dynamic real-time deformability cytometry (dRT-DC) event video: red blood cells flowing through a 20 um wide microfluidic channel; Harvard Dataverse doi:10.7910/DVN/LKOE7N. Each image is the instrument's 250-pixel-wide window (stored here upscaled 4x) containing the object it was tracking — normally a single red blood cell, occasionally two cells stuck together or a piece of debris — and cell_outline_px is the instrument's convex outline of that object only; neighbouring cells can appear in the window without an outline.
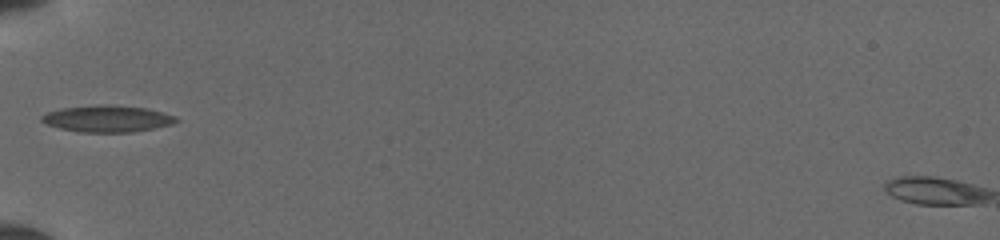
{"species": "common noctule bat (a hibernating species)", "species_latin": "Nyctalus noctula", "temperature_condition": "cold", "stored_images_in_passage": 32, "camera_frame_rate_fps": 3000, "um_per_image_px": 0.085, "animal": {"sex": "female", "body_mass_g": 19.5, "forearm_length_mm": 54.1}, "frame": {"image": 1, "passage_image": 1, "time_ms": 0.0, "image_size_px": [1000, 240], "cell_outline_px": [[180, 120], [172, 124], [132, 132], [80, 132], [60, 128], [48, 124], [40, 120], [40, 116], [48, 112], [60, 108], [96, 104], [108, 104], [148, 108], [176, 116]], "centroid_in_image_um": [9.12, 10.07], "position_along_channel_um": 75.9, "area_um2": 20.98}}
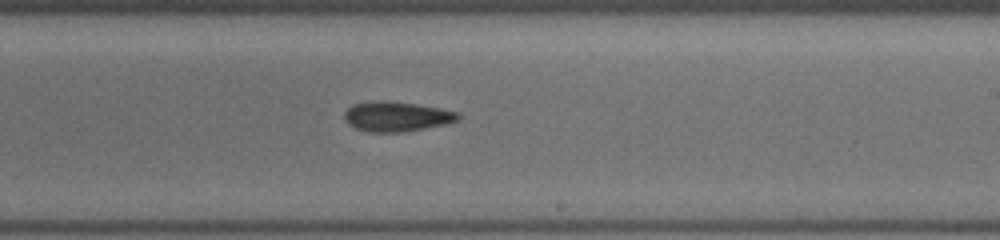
{"frame": {"image": 2, "passage_image": 14, "time_ms": 4.333, "image_size_px": [1000, 240], "cell_outline_px": [[460, 120], [448, 124], [404, 132], [368, 132], [356, 128], [348, 124], [344, 120], [344, 112], [352, 104], [384, 100], [388, 100], [416, 104], [440, 108], [460, 112]], "centroid_in_image_um": [33.74, 9.91], "position_along_channel_um": 255.3, "area_um2": 20.06}}
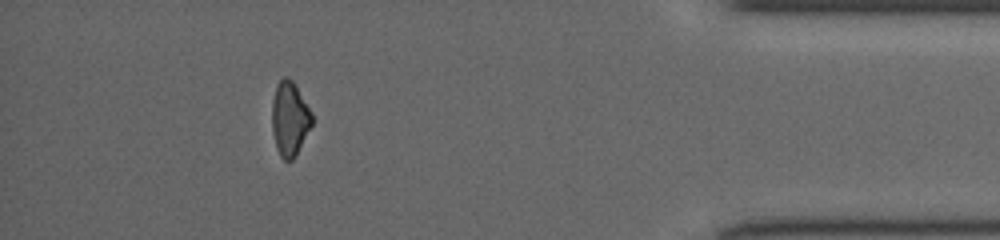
{"frame": {"image": 3, "passage_image": 28, "time_ms": 9.0, "image_size_px": [1000, 240], "cell_outline_px": [[312, 124], [292, 160], [284, 160], [280, 156], [276, 148], [272, 132], [272, 100], [276, 84], [284, 76], [288, 76], [292, 80], [312, 112]], "centroid_in_image_um": [24.6, 10.06], "position_along_channel_um": 410.6, "area_um2": 17.17}}